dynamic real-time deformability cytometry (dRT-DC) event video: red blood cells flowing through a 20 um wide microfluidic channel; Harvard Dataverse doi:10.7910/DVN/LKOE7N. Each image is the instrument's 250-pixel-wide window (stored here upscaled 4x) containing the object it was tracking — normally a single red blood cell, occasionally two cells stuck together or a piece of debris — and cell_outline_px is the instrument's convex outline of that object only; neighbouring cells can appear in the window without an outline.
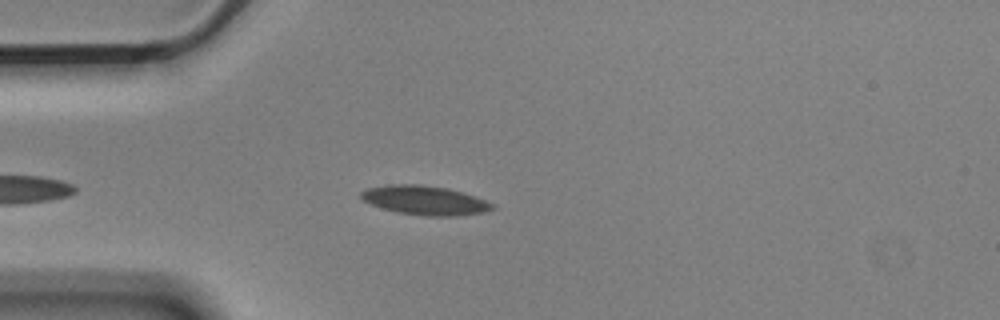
{"species": "Egyptian fruit bat (a non-hibernating species)", "species_latin": "Rousettus aegyptiacus", "temperature_condition": "cold", "stored_images_in_passage": 45, "camera_frame_rate_fps": 3000, "um_per_image_px": 0.085, "animal": {"sex": "male"}, "frame": {"image": 1, "passage_image": 6, "time_ms": 1.667, "image_size_px": [1000, 320], "cell_outline_px": [[496, 208], [484, 212], [456, 216], [424, 216], [396, 212], [380, 208], [364, 200], [360, 196], [360, 192], [368, 188], [388, 184], [420, 184], [448, 188], [496, 204]], "centroid_in_image_um": [36.1, 17.03], "position_along_channel_um": 48.9, "area_um2": 22.31}}
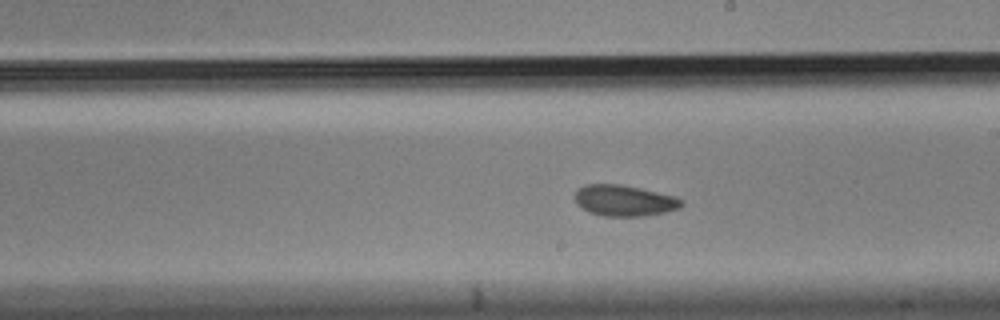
{"frame": {"image": 2, "passage_image": 19, "time_ms": 6.0, "image_size_px": [1000, 320], "cell_outline_px": [[684, 204], [680, 208], [664, 212], [644, 216], [604, 216], [588, 212], [580, 208], [576, 204], [572, 196], [576, 188], [584, 184], [620, 184], [640, 188], [676, 196], [684, 200]], "centroid_in_image_um": [53.01, 17.04], "position_along_channel_um": 236.0, "area_um2": 19.77}}
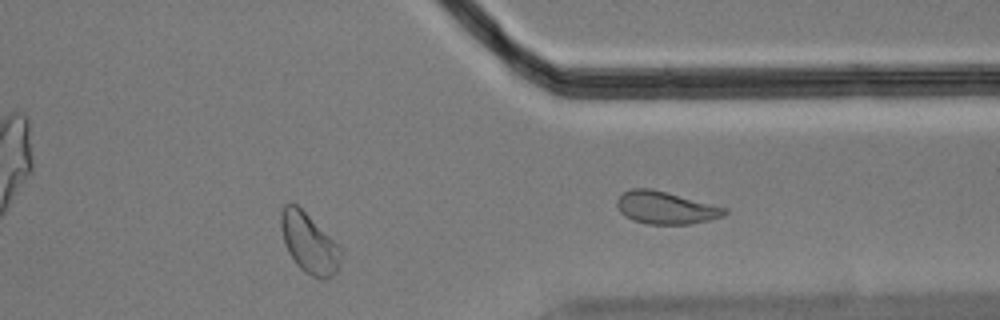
{"frame": {"image": 3, "passage_image": 33, "time_ms": 10.667, "image_size_px": [1000, 320], "cell_outline_px": [[340, 260], [336, 272], [332, 276], [324, 280], [320, 280], [304, 272], [296, 264], [288, 252], [284, 244], [280, 228], [280, 212], [284, 204], [296, 204], [340, 248]], "centroid_in_image_um": [26.21, 20.7], "position_along_channel_um": 385.2, "area_um2": 20.52}, "authors_computed_cell_mechanics": {"area_um2": 20.1722, "velocity_mm_per_s": 3.4963, "shape_relaxation_time_tau1_ms": 3.2444, "shape_relaxation_time_tau2_ms": 5.3303, "deformation_change_tau1": 0.0619, "deformation_change_tau2": 0.0567}}